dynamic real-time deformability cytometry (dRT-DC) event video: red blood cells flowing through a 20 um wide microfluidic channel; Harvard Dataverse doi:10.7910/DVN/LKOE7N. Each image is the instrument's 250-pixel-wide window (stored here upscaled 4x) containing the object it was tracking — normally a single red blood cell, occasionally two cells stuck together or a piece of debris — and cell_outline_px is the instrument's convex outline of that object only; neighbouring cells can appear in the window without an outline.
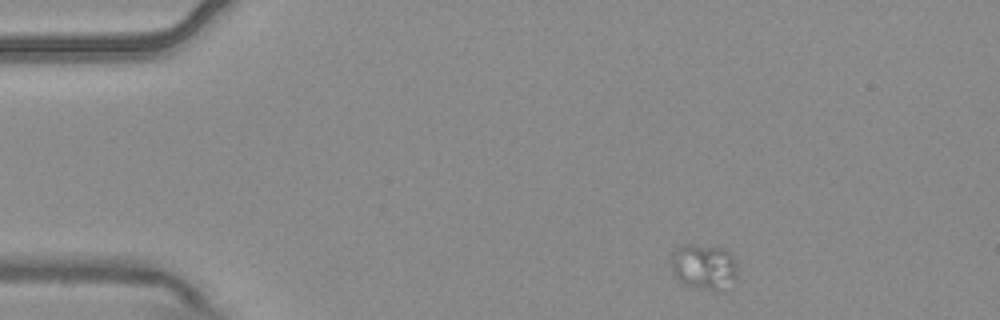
{"species": "common noctule bat (a hibernating species)", "species_latin": "Nyctalus noctula", "temperature_condition": "warm", "stored_images_in_passage": 6, "camera_frame_rate_fps": 3000, "um_per_image_px": 0.085, "animal": {"sex": "male", "body_mass_g": 20.4}, "frame": {"image": 1, "passage_image": 6, "time_ms": 1.667, "image_size_px": [1000, 320], "cell_outline_px": [[736, 280], [716, 288], [696, 288], [684, 284], [676, 280], [672, 272], [672, 252], [676, 248], [688, 244], [724, 248], [732, 256], [736, 264]], "centroid_in_image_um": [59.78, 22.64], "position_along_channel_um": 25.2, "area_um2": 17.11}}